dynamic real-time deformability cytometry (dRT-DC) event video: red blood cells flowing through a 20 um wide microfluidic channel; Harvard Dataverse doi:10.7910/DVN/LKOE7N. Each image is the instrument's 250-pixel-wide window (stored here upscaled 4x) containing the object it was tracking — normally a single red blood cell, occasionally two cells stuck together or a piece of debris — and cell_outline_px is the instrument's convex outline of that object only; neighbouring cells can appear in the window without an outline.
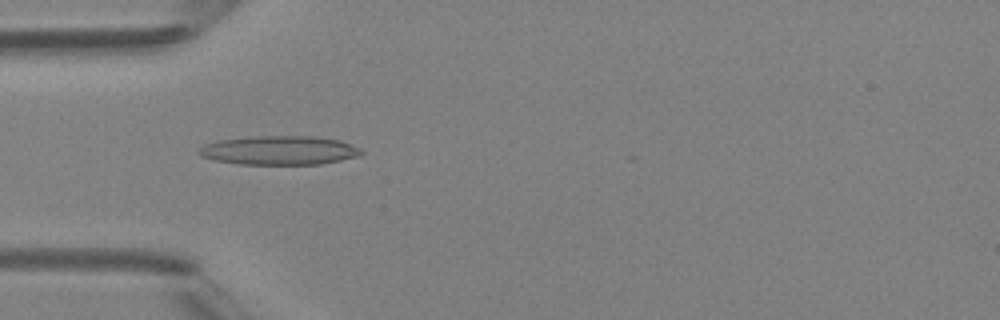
{"species": "Egyptian fruit bat (a non-hibernating species)", "species_latin": "Rousettus aegyptiacus", "temperature_condition": "room temperature", "stored_images_in_passage": 4, "camera_frame_rate_fps": 3000, "um_per_image_px": 0.085, "animal": {"sex": "female"}, "frame": {"image": 1, "passage_image": 2, "time_ms": 1.0, "image_size_px": [1000, 320], "cell_outline_px": [[364, 152], [360, 156], [320, 164], [240, 164], [216, 160], [200, 156], [196, 152], [204, 144], [220, 140], [252, 136], [312, 136], [340, 140], [360, 148]], "centroid_in_image_um": [23.75, 12.77], "position_along_channel_um": 61.3, "area_um2": 27.4}}
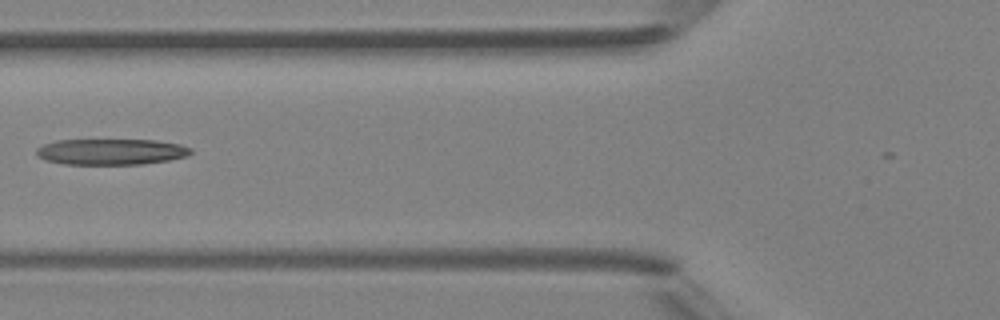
{"frame": {"image": 2, "passage_image": 3, "time_ms": 2.333, "image_size_px": [1000, 320], "cell_outline_px": [[192, 152], [184, 156], [168, 160], [144, 164], [64, 164], [44, 160], [36, 152], [36, 148], [44, 144], [56, 140], [156, 140], [180, 144], [192, 148]], "centroid_in_image_um": [9.43, 12.89], "position_along_channel_um": 116.4, "area_um2": 23.29}}
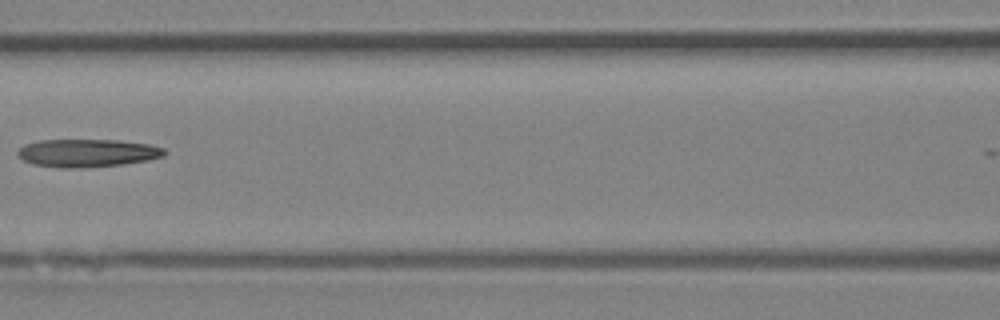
{"frame": {"image": 3, "passage_image": 4, "time_ms": 3.333, "image_size_px": [1000, 320], "cell_outline_px": [[168, 152], [164, 156], [148, 160], [120, 164], [84, 168], [60, 168], [32, 164], [24, 160], [16, 152], [24, 144], [40, 140], [120, 140], [148, 144], [164, 148]], "centroid_in_image_um": [7.43, 13.0], "position_along_channel_um": 159.2, "area_um2": 23.93}}